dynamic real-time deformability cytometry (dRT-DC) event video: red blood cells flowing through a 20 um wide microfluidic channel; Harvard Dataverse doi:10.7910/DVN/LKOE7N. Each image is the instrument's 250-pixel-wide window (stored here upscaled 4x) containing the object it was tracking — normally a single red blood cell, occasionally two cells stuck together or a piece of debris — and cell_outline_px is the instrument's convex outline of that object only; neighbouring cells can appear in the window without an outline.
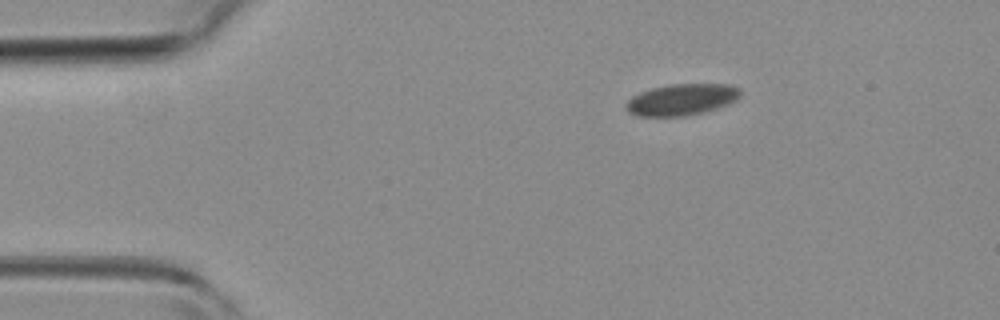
{"species": "common noctule bat (a hibernating species)", "species_latin": "Nyctalus noctula", "temperature_condition": "room temperature", "stored_images_in_passage": 3, "segment_of_instrument_passage": [2, 2], "camera_frame_rate_fps": 3000, "um_per_image_px": 0.085, "animal": {"sex": "female", "body_mass_g": 19.3, "forearm_length_mm": 54.1}, "frame": {"image": 1, "passage_image": 3, "time_ms": 5.0, "image_size_px": [1000, 320], "cell_outline_px": [[740, 96], [736, 100], [728, 104], [704, 112], [684, 116], [636, 116], [628, 112], [624, 108], [624, 104], [632, 96], [640, 92], [652, 88], [672, 84], [732, 84], [740, 88]], "centroid_in_image_um": [57.92, 8.46], "position_along_channel_um": 27.1, "area_um2": 21.1}}